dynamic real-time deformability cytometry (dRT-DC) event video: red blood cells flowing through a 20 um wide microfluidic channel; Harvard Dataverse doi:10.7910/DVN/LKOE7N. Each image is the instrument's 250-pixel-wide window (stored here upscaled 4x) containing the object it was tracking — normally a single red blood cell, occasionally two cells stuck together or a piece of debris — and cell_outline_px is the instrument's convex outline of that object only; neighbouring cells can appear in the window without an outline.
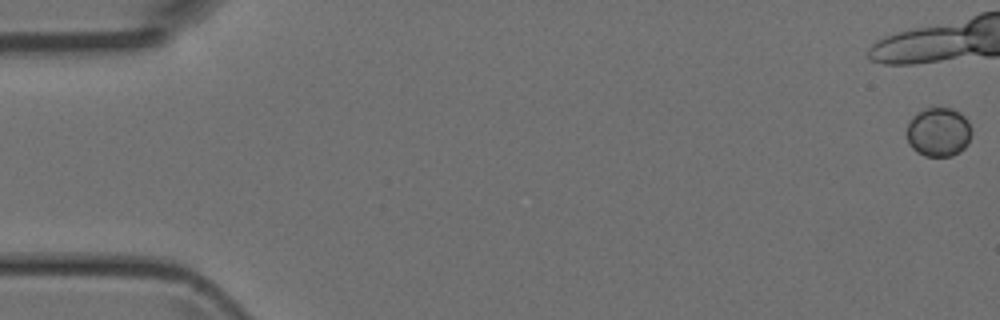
{"species": "Egyptian fruit bat (a non-hibernating species)", "species_latin": "Rousettus aegyptiacus", "temperature_condition": "room temperature", "stored_images_in_passage": 15, "camera_frame_rate_fps": 3000, "um_per_image_px": 0.085, "animal": {"sex": "female"}, "frame": {"image": 1, "passage_image": 1, "time_ms": 0.0, "image_size_px": [1000, 320], "cell_outline_px": [[972, 132], [968, 144], [960, 152], [952, 156], [924, 156], [916, 152], [912, 148], [908, 140], [908, 124], [912, 116], [916, 112], [924, 108], [952, 108], [960, 112], [968, 120]], "centroid_in_image_um": [79.79, 11.22], "position_along_channel_um": 5.2, "area_um2": 18.73}}